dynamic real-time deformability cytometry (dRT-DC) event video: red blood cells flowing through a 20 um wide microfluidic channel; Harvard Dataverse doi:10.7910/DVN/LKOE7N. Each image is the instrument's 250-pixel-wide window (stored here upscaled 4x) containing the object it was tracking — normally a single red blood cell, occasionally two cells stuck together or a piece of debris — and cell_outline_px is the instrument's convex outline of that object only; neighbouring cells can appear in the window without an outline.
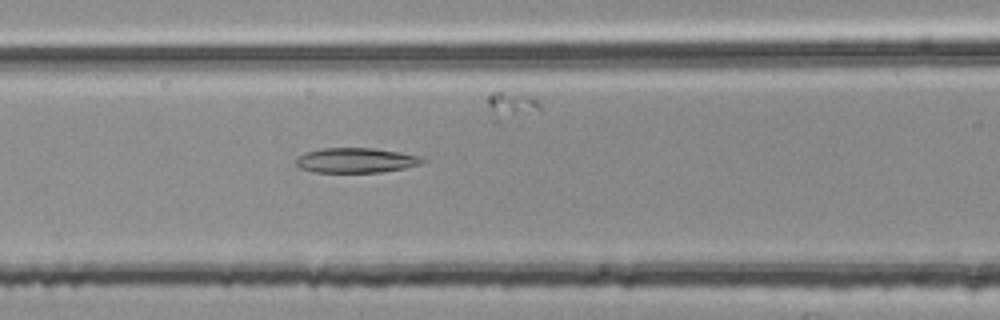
{"species": "common noctule bat (a hibernating species)", "species_latin": "Nyctalus noctula", "temperature_condition": "room temperature", "stored_images_in_passage": 54, "segment_of_instrument_passage": [2, 2], "camera_frame_rate_fps": 3000, "um_per_image_px": 0.085, "animal": {"sex": "female", "body_mass_g": 25.1}, "frame": {"image": 1, "passage_image": 23, "time_ms": 7.333, "image_size_px": [1000, 320], "cell_outline_px": [[424, 160], [420, 164], [404, 168], [380, 172], [316, 172], [300, 168], [296, 164], [296, 156], [308, 152], [324, 148], [372, 148], [400, 152], [420, 156]], "centroid_in_image_um": [30.24, 13.62], "position_along_channel_um": 136.4, "area_um2": 18.15}}
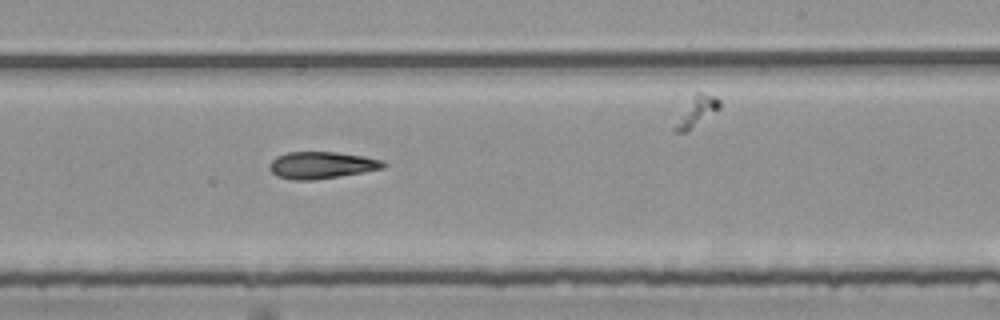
{"frame": {"image": 2, "passage_image": 33, "time_ms": 10.667, "image_size_px": [1000, 320], "cell_outline_px": [[388, 164], [384, 168], [364, 172], [312, 180], [292, 180], [276, 176], [272, 172], [272, 160], [276, 156], [288, 152], [336, 152], [364, 156], [384, 160]], "centroid_in_image_um": [27.39, 14.03], "position_along_channel_um": 261.6, "area_um2": 17.8}}
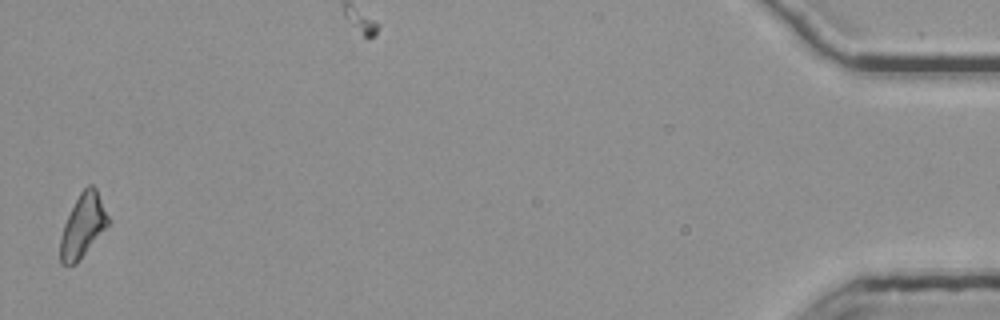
{"frame": {"image": 3, "passage_image": 54, "time_ms": 17.667, "image_size_px": [1000, 320], "cell_outline_px": [[108, 224], [76, 264], [60, 264], [60, 240], [64, 224], [80, 192], [88, 184], [92, 184], [96, 188], [108, 216]], "centroid_in_image_um": [7.02, 19.18], "position_along_channel_um": 428.2, "area_um2": 17.11}}